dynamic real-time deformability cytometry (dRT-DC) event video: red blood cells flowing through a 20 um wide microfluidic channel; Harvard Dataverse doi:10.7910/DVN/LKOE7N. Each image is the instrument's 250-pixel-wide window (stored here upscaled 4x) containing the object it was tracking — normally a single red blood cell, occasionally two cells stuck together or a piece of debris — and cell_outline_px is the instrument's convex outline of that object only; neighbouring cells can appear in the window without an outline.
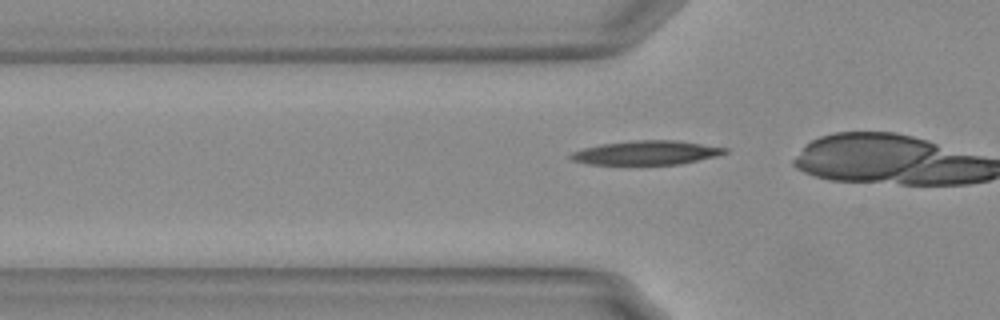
{"species": "Egyptian fruit bat (a non-hibernating species)", "species_latin": "Rousettus aegyptiacus", "temperature_condition": "warm", "stored_images_in_passage": 7, "camera_frame_rate_fps": 3000, "um_per_image_px": 0.085, "animal": {"sex": "female"}, "frame": {"image": 1, "passage_image": 4, "time_ms": 1.0, "image_size_px": [1000, 320], "cell_outline_px": [[728, 152], [716, 156], [680, 164], [588, 164], [572, 160], [568, 156], [572, 152], [584, 148], [600, 144], [636, 140], [676, 140], [728, 148]], "centroid_in_image_um": [54.94, 12.98], "position_along_channel_um": 70.9, "area_um2": 21.44}}